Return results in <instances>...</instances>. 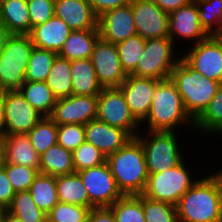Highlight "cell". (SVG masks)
I'll list each match as a JSON object with an SVG mask.
<instances>
[{"instance_id": "cell-1", "label": "cell", "mask_w": 222, "mask_h": 222, "mask_svg": "<svg viewBox=\"0 0 222 222\" xmlns=\"http://www.w3.org/2000/svg\"><path fill=\"white\" fill-rule=\"evenodd\" d=\"M106 162L123 195H138L145 190L148 172L145 153L137 137L106 157Z\"/></svg>"}, {"instance_id": "cell-2", "label": "cell", "mask_w": 222, "mask_h": 222, "mask_svg": "<svg viewBox=\"0 0 222 222\" xmlns=\"http://www.w3.org/2000/svg\"><path fill=\"white\" fill-rule=\"evenodd\" d=\"M145 120L148 122V131L174 132V128L184 123L194 126V119L186 111L183 99L171 78L157 83Z\"/></svg>"}, {"instance_id": "cell-3", "label": "cell", "mask_w": 222, "mask_h": 222, "mask_svg": "<svg viewBox=\"0 0 222 222\" xmlns=\"http://www.w3.org/2000/svg\"><path fill=\"white\" fill-rule=\"evenodd\" d=\"M176 207L178 222H222V199L209 176L197 180Z\"/></svg>"}, {"instance_id": "cell-4", "label": "cell", "mask_w": 222, "mask_h": 222, "mask_svg": "<svg viewBox=\"0 0 222 222\" xmlns=\"http://www.w3.org/2000/svg\"><path fill=\"white\" fill-rule=\"evenodd\" d=\"M171 80L176 84L186 111L195 120L216 95L221 83L202 76L181 57L173 68Z\"/></svg>"}, {"instance_id": "cell-5", "label": "cell", "mask_w": 222, "mask_h": 222, "mask_svg": "<svg viewBox=\"0 0 222 222\" xmlns=\"http://www.w3.org/2000/svg\"><path fill=\"white\" fill-rule=\"evenodd\" d=\"M33 47L29 34H15L4 44L0 56V90L14 91L22 86Z\"/></svg>"}, {"instance_id": "cell-6", "label": "cell", "mask_w": 222, "mask_h": 222, "mask_svg": "<svg viewBox=\"0 0 222 222\" xmlns=\"http://www.w3.org/2000/svg\"><path fill=\"white\" fill-rule=\"evenodd\" d=\"M147 136L137 138L142 144L148 174L160 173L179 165L181 156L175 132L147 131ZM139 135V136H138ZM147 137V138H146Z\"/></svg>"}, {"instance_id": "cell-7", "label": "cell", "mask_w": 222, "mask_h": 222, "mask_svg": "<svg viewBox=\"0 0 222 222\" xmlns=\"http://www.w3.org/2000/svg\"><path fill=\"white\" fill-rule=\"evenodd\" d=\"M182 161L176 167L160 173L148 174L143 196L177 205L180 198L197 182L191 179Z\"/></svg>"}, {"instance_id": "cell-8", "label": "cell", "mask_w": 222, "mask_h": 222, "mask_svg": "<svg viewBox=\"0 0 222 222\" xmlns=\"http://www.w3.org/2000/svg\"><path fill=\"white\" fill-rule=\"evenodd\" d=\"M174 44L170 37L147 39L138 65L131 74L156 80L169 79L180 60H174Z\"/></svg>"}, {"instance_id": "cell-9", "label": "cell", "mask_w": 222, "mask_h": 222, "mask_svg": "<svg viewBox=\"0 0 222 222\" xmlns=\"http://www.w3.org/2000/svg\"><path fill=\"white\" fill-rule=\"evenodd\" d=\"M98 120L110 126L127 131L132 137L137 136L140 123L131 114L122 91L118 87L103 88L98 95Z\"/></svg>"}, {"instance_id": "cell-10", "label": "cell", "mask_w": 222, "mask_h": 222, "mask_svg": "<svg viewBox=\"0 0 222 222\" xmlns=\"http://www.w3.org/2000/svg\"><path fill=\"white\" fill-rule=\"evenodd\" d=\"M86 188L92 208L110 207L123 194L118 189L107 162L77 172Z\"/></svg>"}, {"instance_id": "cell-11", "label": "cell", "mask_w": 222, "mask_h": 222, "mask_svg": "<svg viewBox=\"0 0 222 222\" xmlns=\"http://www.w3.org/2000/svg\"><path fill=\"white\" fill-rule=\"evenodd\" d=\"M182 59L202 76L222 84V35H209Z\"/></svg>"}, {"instance_id": "cell-12", "label": "cell", "mask_w": 222, "mask_h": 222, "mask_svg": "<svg viewBox=\"0 0 222 222\" xmlns=\"http://www.w3.org/2000/svg\"><path fill=\"white\" fill-rule=\"evenodd\" d=\"M4 134H27L44 116L18 90L4 91Z\"/></svg>"}, {"instance_id": "cell-13", "label": "cell", "mask_w": 222, "mask_h": 222, "mask_svg": "<svg viewBox=\"0 0 222 222\" xmlns=\"http://www.w3.org/2000/svg\"><path fill=\"white\" fill-rule=\"evenodd\" d=\"M136 32L145 40L169 37V14L154 0H131Z\"/></svg>"}, {"instance_id": "cell-14", "label": "cell", "mask_w": 222, "mask_h": 222, "mask_svg": "<svg viewBox=\"0 0 222 222\" xmlns=\"http://www.w3.org/2000/svg\"><path fill=\"white\" fill-rule=\"evenodd\" d=\"M90 59L102 88L119 87L126 79L116 44L99 38Z\"/></svg>"}, {"instance_id": "cell-15", "label": "cell", "mask_w": 222, "mask_h": 222, "mask_svg": "<svg viewBox=\"0 0 222 222\" xmlns=\"http://www.w3.org/2000/svg\"><path fill=\"white\" fill-rule=\"evenodd\" d=\"M98 95H71L57 99L49 116L57 125H85L97 117Z\"/></svg>"}, {"instance_id": "cell-16", "label": "cell", "mask_w": 222, "mask_h": 222, "mask_svg": "<svg viewBox=\"0 0 222 222\" xmlns=\"http://www.w3.org/2000/svg\"><path fill=\"white\" fill-rule=\"evenodd\" d=\"M160 80L128 74L118 87L129 106L131 114L139 122L145 121L151 106L154 90Z\"/></svg>"}, {"instance_id": "cell-17", "label": "cell", "mask_w": 222, "mask_h": 222, "mask_svg": "<svg viewBox=\"0 0 222 222\" xmlns=\"http://www.w3.org/2000/svg\"><path fill=\"white\" fill-rule=\"evenodd\" d=\"M100 38L107 42L118 43L136 35L131 4L109 10L98 17Z\"/></svg>"}, {"instance_id": "cell-18", "label": "cell", "mask_w": 222, "mask_h": 222, "mask_svg": "<svg viewBox=\"0 0 222 222\" xmlns=\"http://www.w3.org/2000/svg\"><path fill=\"white\" fill-rule=\"evenodd\" d=\"M168 25L169 37L173 42L179 36L183 39H194L197 44L209 36L200 24L199 12L194 0L169 13Z\"/></svg>"}, {"instance_id": "cell-19", "label": "cell", "mask_w": 222, "mask_h": 222, "mask_svg": "<svg viewBox=\"0 0 222 222\" xmlns=\"http://www.w3.org/2000/svg\"><path fill=\"white\" fill-rule=\"evenodd\" d=\"M84 128L85 141L99 149L106 157L133 138L127 131L110 126L97 118L85 124Z\"/></svg>"}, {"instance_id": "cell-20", "label": "cell", "mask_w": 222, "mask_h": 222, "mask_svg": "<svg viewBox=\"0 0 222 222\" xmlns=\"http://www.w3.org/2000/svg\"><path fill=\"white\" fill-rule=\"evenodd\" d=\"M54 13L72 31L98 27V17L88 0H55Z\"/></svg>"}, {"instance_id": "cell-21", "label": "cell", "mask_w": 222, "mask_h": 222, "mask_svg": "<svg viewBox=\"0 0 222 222\" xmlns=\"http://www.w3.org/2000/svg\"><path fill=\"white\" fill-rule=\"evenodd\" d=\"M72 30L55 15L47 22L32 28L29 33L34 47L59 53Z\"/></svg>"}, {"instance_id": "cell-22", "label": "cell", "mask_w": 222, "mask_h": 222, "mask_svg": "<svg viewBox=\"0 0 222 222\" xmlns=\"http://www.w3.org/2000/svg\"><path fill=\"white\" fill-rule=\"evenodd\" d=\"M2 142L7 163L36 168L39 171L40 155L33 148L27 134H4Z\"/></svg>"}, {"instance_id": "cell-23", "label": "cell", "mask_w": 222, "mask_h": 222, "mask_svg": "<svg viewBox=\"0 0 222 222\" xmlns=\"http://www.w3.org/2000/svg\"><path fill=\"white\" fill-rule=\"evenodd\" d=\"M99 38L98 27L96 29L74 30L65 40L58 55L70 61L91 58Z\"/></svg>"}, {"instance_id": "cell-24", "label": "cell", "mask_w": 222, "mask_h": 222, "mask_svg": "<svg viewBox=\"0 0 222 222\" xmlns=\"http://www.w3.org/2000/svg\"><path fill=\"white\" fill-rule=\"evenodd\" d=\"M73 95H99L102 86L90 58L71 61Z\"/></svg>"}, {"instance_id": "cell-25", "label": "cell", "mask_w": 222, "mask_h": 222, "mask_svg": "<svg viewBox=\"0 0 222 222\" xmlns=\"http://www.w3.org/2000/svg\"><path fill=\"white\" fill-rule=\"evenodd\" d=\"M0 24L15 34H29L31 23L27 0H4L0 5Z\"/></svg>"}, {"instance_id": "cell-26", "label": "cell", "mask_w": 222, "mask_h": 222, "mask_svg": "<svg viewBox=\"0 0 222 222\" xmlns=\"http://www.w3.org/2000/svg\"><path fill=\"white\" fill-rule=\"evenodd\" d=\"M39 173L60 176L75 173L73 152L58 143L40 155Z\"/></svg>"}, {"instance_id": "cell-27", "label": "cell", "mask_w": 222, "mask_h": 222, "mask_svg": "<svg viewBox=\"0 0 222 222\" xmlns=\"http://www.w3.org/2000/svg\"><path fill=\"white\" fill-rule=\"evenodd\" d=\"M56 190L59 202L91 209V201L78 173L56 176Z\"/></svg>"}, {"instance_id": "cell-28", "label": "cell", "mask_w": 222, "mask_h": 222, "mask_svg": "<svg viewBox=\"0 0 222 222\" xmlns=\"http://www.w3.org/2000/svg\"><path fill=\"white\" fill-rule=\"evenodd\" d=\"M27 102L43 116H50L57 98L46 82L25 81L18 89Z\"/></svg>"}, {"instance_id": "cell-29", "label": "cell", "mask_w": 222, "mask_h": 222, "mask_svg": "<svg viewBox=\"0 0 222 222\" xmlns=\"http://www.w3.org/2000/svg\"><path fill=\"white\" fill-rule=\"evenodd\" d=\"M45 82L57 99L73 95L71 61L57 55Z\"/></svg>"}, {"instance_id": "cell-30", "label": "cell", "mask_w": 222, "mask_h": 222, "mask_svg": "<svg viewBox=\"0 0 222 222\" xmlns=\"http://www.w3.org/2000/svg\"><path fill=\"white\" fill-rule=\"evenodd\" d=\"M29 192L34 203L46 214L59 202L56 190V176L39 173Z\"/></svg>"}, {"instance_id": "cell-31", "label": "cell", "mask_w": 222, "mask_h": 222, "mask_svg": "<svg viewBox=\"0 0 222 222\" xmlns=\"http://www.w3.org/2000/svg\"><path fill=\"white\" fill-rule=\"evenodd\" d=\"M58 53L33 47L25 72V81L37 82L47 80Z\"/></svg>"}, {"instance_id": "cell-32", "label": "cell", "mask_w": 222, "mask_h": 222, "mask_svg": "<svg viewBox=\"0 0 222 222\" xmlns=\"http://www.w3.org/2000/svg\"><path fill=\"white\" fill-rule=\"evenodd\" d=\"M116 222H145L143 195H123L109 207Z\"/></svg>"}, {"instance_id": "cell-33", "label": "cell", "mask_w": 222, "mask_h": 222, "mask_svg": "<svg viewBox=\"0 0 222 222\" xmlns=\"http://www.w3.org/2000/svg\"><path fill=\"white\" fill-rule=\"evenodd\" d=\"M7 211L23 222H47V214L34 203L29 191L16 192Z\"/></svg>"}, {"instance_id": "cell-34", "label": "cell", "mask_w": 222, "mask_h": 222, "mask_svg": "<svg viewBox=\"0 0 222 222\" xmlns=\"http://www.w3.org/2000/svg\"><path fill=\"white\" fill-rule=\"evenodd\" d=\"M197 130L222 134V84L205 110L194 120Z\"/></svg>"}, {"instance_id": "cell-35", "label": "cell", "mask_w": 222, "mask_h": 222, "mask_svg": "<svg viewBox=\"0 0 222 222\" xmlns=\"http://www.w3.org/2000/svg\"><path fill=\"white\" fill-rule=\"evenodd\" d=\"M57 129L58 125L49 116H44L27 133L33 148L39 155L57 144Z\"/></svg>"}, {"instance_id": "cell-36", "label": "cell", "mask_w": 222, "mask_h": 222, "mask_svg": "<svg viewBox=\"0 0 222 222\" xmlns=\"http://www.w3.org/2000/svg\"><path fill=\"white\" fill-rule=\"evenodd\" d=\"M194 1L197 4L200 24L202 28L206 31V33L208 35H222V1Z\"/></svg>"}, {"instance_id": "cell-37", "label": "cell", "mask_w": 222, "mask_h": 222, "mask_svg": "<svg viewBox=\"0 0 222 222\" xmlns=\"http://www.w3.org/2000/svg\"><path fill=\"white\" fill-rule=\"evenodd\" d=\"M145 45L146 40L138 34L116 43L121 66L127 75L136 69Z\"/></svg>"}, {"instance_id": "cell-38", "label": "cell", "mask_w": 222, "mask_h": 222, "mask_svg": "<svg viewBox=\"0 0 222 222\" xmlns=\"http://www.w3.org/2000/svg\"><path fill=\"white\" fill-rule=\"evenodd\" d=\"M145 222H178L177 207L143 196Z\"/></svg>"}, {"instance_id": "cell-39", "label": "cell", "mask_w": 222, "mask_h": 222, "mask_svg": "<svg viewBox=\"0 0 222 222\" xmlns=\"http://www.w3.org/2000/svg\"><path fill=\"white\" fill-rule=\"evenodd\" d=\"M90 208L58 202L47 214V222H87Z\"/></svg>"}, {"instance_id": "cell-40", "label": "cell", "mask_w": 222, "mask_h": 222, "mask_svg": "<svg viewBox=\"0 0 222 222\" xmlns=\"http://www.w3.org/2000/svg\"><path fill=\"white\" fill-rule=\"evenodd\" d=\"M106 162V156L88 142H83L73 151V164L75 172L102 165Z\"/></svg>"}, {"instance_id": "cell-41", "label": "cell", "mask_w": 222, "mask_h": 222, "mask_svg": "<svg viewBox=\"0 0 222 222\" xmlns=\"http://www.w3.org/2000/svg\"><path fill=\"white\" fill-rule=\"evenodd\" d=\"M16 192L29 191L35 177L39 174L36 168H28L19 164L7 163L3 168Z\"/></svg>"}, {"instance_id": "cell-42", "label": "cell", "mask_w": 222, "mask_h": 222, "mask_svg": "<svg viewBox=\"0 0 222 222\" xmlns=\"http://www.w3.org/2000/svg\"><path fill=\"white\" fill-rule=\"evenodd\" d=\"M85 142V128L81 124L58 125L57 143L73 152Z\"/></svg>"}, {"instance_id": "cell-43", "label": "cell", "mask_w": 222, "mask_h": 222, "mask_svg": "<svg viewBox=\"0 0 222 222\" xmlns=\"http://www.w3.org/2000/svg\"><path fill=\"white\" fill-rule=\"evenodd\" d=\"M27 4L31 30L33 27L47 22L55 15V0H27Z\"/></svg>"}, {"instance_id": "cell-44", "label": "cell", "mask_w": 222, "mask_h": 222, "mask_svg": "<svg viewBox=\"0 0 222 222\" xmlns=\"http://www.w3.org/2000/svg\"><path fill=\"white\" fill-rule=\"evenodd\" d=\"M15 191L4 169L0 170V207L7 209L13 200Z\"/></svg>"}, {"instance_id": "cell-45", "label": "cell", "mask_w": 222, "mask_h": 222, "mask_svg": "<svg viewBox=\"0 0 222 222\" xmlns=\"http://www.w3.org/2000/svg\"><path fill=\"white\" fill-rule=\"evenodd\" d=\"M88 2L92 6L96 16L99 17L109 10L130 4L131 0H88Z\"/></svg>"}, {"instance_id": "cell-46", "label": "cell", "mask_w": 222, "mask_h": 222, "mask_svg": "<svg viewBox=\"0 0 222 222\" xmlns=\"http://www.w3.org/2000/svg\"><path fill=\"white\" fill-rule=\"evenodd\" d=\"M87 222H116V220L109 207H101L90 210Z\"/></svg>"}, {"instance_id": "cell-47", "label": "cell", "mask_w": 222, "mask_h": 222, "mask_svg": "<svg viewBox=\"0 0 222 222\" xmlns=\"http://www.w3.org/2000/svg\"><path fill=\"white\" fill-rule=\"evenodd\" d=\"M192 0H154V2L168 14L189 4Z\"/></svg>"}, {"instance_id": "cell-48", "label": "cell", "mask_w": 222, "mask_h": 222, "mask_svg": "<svg viewBox=\"0 0 222 222\" xmlns=\"http://www.w3.org/2000/svg\"><path fill=\"white\" fill-rule=\"evenodd\" d=\"M15 36V33L7 26L0 24V56L3 52L4 44L10 41Z\"/></svg>"}, {"instance_id": "cell-49", "label": "cell", "mask_w": 222, "mask_h": 222, "mask_svg": "<svg viewBox=\"0 0 222 222\" xmlns=\"http://www.w3.org/2000/svg\"><path fill=\"white\" fill-rule=\"evenodd\" d=\"M4 125H5L4 91L0 90V137L4 136Z\"/></svg>"}, {"instance_id": "cell-50", "label": "cell", "mask_w": 222, "mask_h": 222, "mask_svg": "<svg viewBox=\"0 0 222 222\" xmlns=\"http://www.w3.org/2000/svg\"><path fill=\"white\" fill-rule=\"evenodd\" d=\"M216 184L217 189L219 191L220 197L222 199V170L219 173L212 174L209 176Z\"/></svg>"}, {"instance_id": "cell-51", "label": "cell", "mask_w": 222, "mask_h": 222, "mask_svg": "<svg viewBox=\"0 0 222 222\" xmlns=\"http://www.w3.org/2000/svg\"><path fill=\"white\" fill-rule=\"evenodd\" d=\"M6 165L5 149L2 142V137H0V170H2Z\"/></svg>"}, {"instance_id": "cell-52", "label": "cell", "mask_w": 222, "mask_h": 222, "mask_svg": "<svg viewBox=\"0 0 222 222\" xmlns=\"http://www.w3.org/2000/svg\"><path fill=\"white\" fill-rule=\"evenodd\" d=\"M2 222H23L20 218L10 214L7 210Z\"/></svg>"}, {"instance_id": "cell-53", "label": "cell", "mask_w": 222, "mask_h": 222, "mask_svg": "<svg viewBox=\"0 0 222 222\" xmlns=\"http://www.w3.org/2000/svg\"><path fill=\"white\" fill-rule=\"evenodd\" d=\"M6 210L7 209H5L3 207H0V222L3 221V217H4L5 213H6Z\"/></svg>"}]
</instances>
